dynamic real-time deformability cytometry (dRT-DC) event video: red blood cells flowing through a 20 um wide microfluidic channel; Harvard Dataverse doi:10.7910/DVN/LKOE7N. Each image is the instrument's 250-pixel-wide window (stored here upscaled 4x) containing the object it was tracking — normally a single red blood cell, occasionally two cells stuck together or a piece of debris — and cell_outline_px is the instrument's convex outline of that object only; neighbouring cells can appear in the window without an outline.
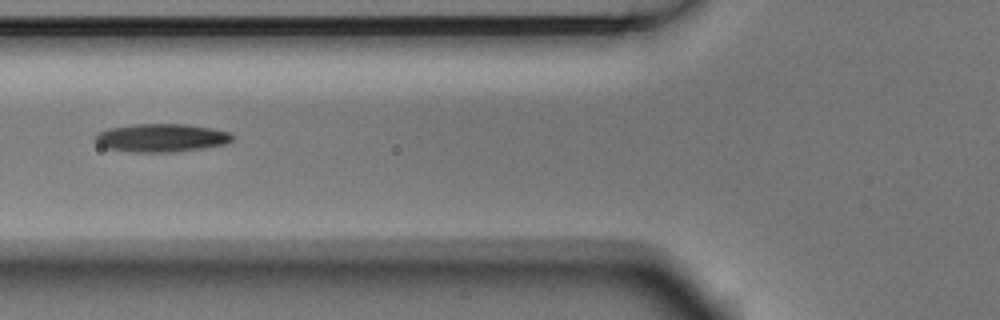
{"species": "Egyptian fruit bat (a non-hibernating species)", "species_latin": "Rousettus aegyptiacus", "temperature_condition": "room temperature", "stored_images_in_passage": 9, "camera_frame_rate_fps": 3000, "um_per_image_px": 0.085, "animal": {"sex": "male"}, "frame": {"image": 1, "passage_image": 6, "time_ms": 1.667, "image_size_px": [1000, 320], "cell_outline_px": [[232, 140], [228, 144], [172, 152], [136, 152], [108, 148], [100, 144], [96, 140], [96, 132], [108, 128], [128, 124], [188, 124], [212, 128], [228, 132], [232, 136]], "centroid_in_image_um": [13.72, 11.7], "position_along_channel_um": 112.1, "area_um2": 22.43}}
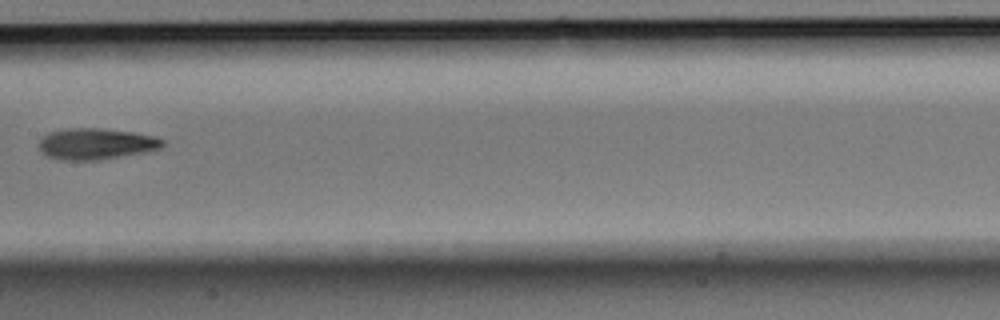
{"frame": {"image": 2, "passage_image": 8, "time_ms": 2.333, "image_size_px": [1000, 320], "cell_outline_px": [[164, 144], [160, 148], [144, 152], [100, 160], [64, 160], [48, 156], [40, 148], [40, 140], [48, 132], [60, 128], [100, 128], [132, 132], [156, 136], [164, 140]], "centroid_in_image_um": [8.17, 12.21], "position_along_channel_um": 199.2, "area_um2": 22.43}}
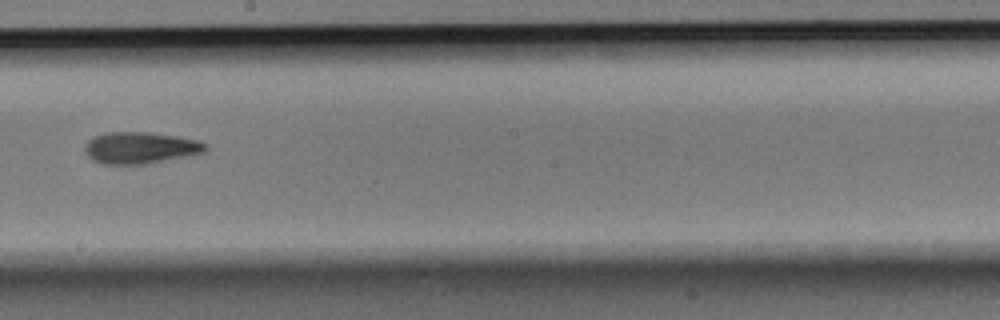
{"frame": {"image": 3, "passage_image": 9, "time_ms": 2.667, "image_size_px": [1000, 320], "cell_outline_px": [[208, 148], [204, 152], [188, 156], [144, 164], [100, 164], [92, 160], [84, 152], [84, 144], [92, 136], [108, 132], [148, 132], [176, 136], [196, 140], [208, 144]], "centroid_in_image_um": [11.88, 12.56], "position_along_channel_um": 236.3, "area_um2": 22.43}}